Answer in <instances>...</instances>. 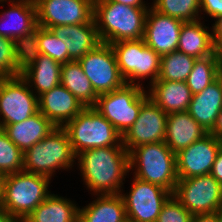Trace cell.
I'll list each match as a JSON object with an SVG mask.
<instances>
[{"mask_svg":"<svg viewBox=\"0 0 222 222\" xmlns=\"http://www.w3.org/2000/svg\"><path fill=\"white\" fill-rule=\"evenodd\" d=\"M77 167L91 195L120 194L129 174V153L124 146L89 149L77 154ZM128 173V174H127Z\"/></svg>","mask_w":222,"mask_h":222,"instance_id":"cell-1","label":"cell"},{"mask_svg":"<svg viewBox=\"0 0 222 222\" xmlns=\"http://www.w3.org/2000/svg\"><path fill=\"white\" fill-rule=\"evenodd\" d=\"M148 9L109 0H95L93 18L100 41L112 44L122 40L142 39Z\"/></svg>","mask_w":222,"mask_h":222,"instance_id":"cell-2","label":"cell"},{"mask_svg":"<svg viewBox=\"0 0 222 222\" xmlns=\"http://www.w3.org/2000/svg\"><path fill=\"white\" fill-rule=\"evenodd\" d=\"M129 171L139 180L153 183L172 194L178 182L176 154L164 141L143 144L129 152Z\"/></svg>","mask_w":222,"mask_h":222,"instance_id":"cell-3","label":"cell"},{"mask_svg":"<svg viewBox=\"0 0 222 222\" xmlns=\"http://www.w3.org/2000/svg\"><path fill=\"white\" fill-rule=\"evenodd\" d=\"M51 178L24 171L1 177L2 207L13 216L28 217L50 194Z\"/></svg>","mask_w":222,"mask_h":222,"instance_id":"cell-4","label":"cell"},{"mask_svg":"<svg viewBox=\"0 0 222 222\" xmlns=\"http://www.w3.org/2000/svg\"><path fill=\"white\" fill-rule=\"evenodd\" d=\"M76 157L67 131L63 127H56L24 152L22 171L52 179L56 170L72 169Z\"/></svg>","mask_w":222,"mask_h":222,"instance_id":"cell-5","label":"cell"},{"mask_svg":"<svg viewBox=\"0 0 222 222\" xmlns=\"http://www.w3.org/2000/svg\"><path fill=\"white\" fill-rule=\"evenodd\" d=\"M77 155L89 149L123 146L122 136L95 108L85 107L63 127Z\"/></svg>","mask_w":222,"mask_h":222,"instance_id":"cell-6","label":"cell"},{"mask_svg":"<svg viewBox=\"0 0 222 222\" xmlns=\"http://www.w3.org/2000/svg\"><path fill=\"white\" fill-rule=\"evenodd\" d=\"M144 88L125 83L114 91L98 95L93 108L123 136L138 118L142 104L149 98Z\"/></svg>","mask_w":222,"mask_h":222,"instance_id":"cell-7","label":"cell"},{"mask_svg":"<svg viewBox=\"0 0 222 222\" xmlns=\"http://www.w3.org/2000/svg\"><path fill=\"white\" fill-rule=\"evenodd\" d=\"M172 195L192 215L214 214L222 207V185L211 174L179 178Z\"/></svg>","mask_w":222,"mask_h":222,"instance_id":"cell-8","label":"cell"},{"mask_svg":"<svg viewBox=\"0 0 222 222\" xmlns=\"http://www.w3.org/2000/svg\"><path fill=\"white\" fill-rule=\"evenodd\" d=\"M38 111V96L21 75L0 78V129L22 122Z\"/></svg>","mask_w":222,"mask_h":222,"instance_id":"cell-9","label":"cell"},{"mask_svg":"<svg viewBox=\"0 0 222 222\" xmlns=\"http://www.w3.org/2000/svg\"><path fill=\"white\" fill-rule=\"evenodd\" d=\"M78 62L97 95L114 91L125 84L109 43L101 42Z\"/></svg>","mask_w":222,"mask_h":222,"instance_id":"cell-10","label":"cell"},{"mask_svg":"<svg viewBox=\"0 0 222 222\" xmlns=\"http://www.w3.org/2000/svg\"><path fill=\"white\" fill-rule=\"evenodd\" d=\"M130 191L120 194L124 200L127 220L157 222L163 204L172 193L163 187L134 177Z\"/></svg>","mask_w":222,"mask_h":222,"instance_id":"cell-11","label":"cell"},{"mask_svg":"<svg viewBox=\"0 0 222 222\" xmlns=\"http://www.w3.org/2000/svg\"><path fill=\"white\" fill-rule=\"evenodd\" d=\"M38 26L86 24L93 18L91 0H34Z\"/></svg>","mask_w":222,"mask_h":222,"instance_id":"cell-12","label":"cell"},{"mask_svg":"<svg viewBox=\"0 0 222 222\" xmlns=\"http://www.w3.org/2000/svg\"><path fill=\"white\" fill-rule=\"evenodd\" d=\"M167 116L151 98L141 106L138 118L122 136V144L129 152L143 144L164 141Z\"/></svg>","mask_w":222,"mask_h":222,"instance_id":"cell-13","label":"cell"},{"mask_svg":"<svg viewBox=\"0 0 222 222\" xmlns=\"http://www.w3.org/2000/svg\"><path fill=\"white\" fill-rule=\"evenodd\" d=\"M222 140L208 133L202 139L176 153L178 178L210 174Z\"/></svg>","mask_w":222,"mask_h":222,"instance_id":"cell-14","label":"cell"},{"mask_svg":"<svg viewBox=\"0 0 222 222\" xmlns=\"http://www.w3.org/2000/svg\"><path fill=\"white\" fill-rule=\"evenodd\" d=\"M8 6L0 13V35L26 48L38 26L34 0L11 1Z\"/></svg>","mask_w":222,"mask_h":222,"instance_id":"cell-15","label":"cell"},{"mask_svg":"<svg viewBox=\"0 0 222 222\" xmlns=\"http://www.w3.org/2000/svg\"><path fill=\"white\" fill-rule=\"evenodd\" d=\"M183 21L148 9L144 41L160 56L177 50Z\"/></svg>","mask_w":222,"mask_h":222,"instance_id":"cell-16","label":"cell"},{"mask_svg":"<svg viewBox=\"0 0 222 222\" xmlns=\"http://www.w3.org/2000/svg\"><path fill=\"white\" fill-rule=\"evenodd\" d=\"M62 64L41 53H24L21 76L39 97L61 83Z\"/></svg>","mask_w":222,"mask_h":222,"instance_id":"cell-17","label":"cell"},{"mask_svg":"<svg viewBox=\"0 0 222 222\" xmlns=\"http://www.w3.org/2000/svg\"><path fill=\"white\" fill-rule=\"evenodd\" d=\"M39 111L56 127H64L85 106L61 83L38 97Z\"/></svg>","mask_w":222,"mask_h":222,"instance_id":"cell-18","label":"cell"},{"mask_svg":"<svg viewBox=\"0 0 222 222\" xmlns=\"http://www.w3.org/2000/svg\"><path fill=\"white\" fill-rule=\"evenodd\" d=\"M49 29L64 41L72 61H78L101 43L94 18L86 24L59 25Z\"/></svg>","mask_w":222,"mask_h":222,"instance_id":"cell-19","label":"cell"},{"mask_svg":"<svg viewBox=\"0 0 222 222\" xmlns=\"http://www.w3.org/2000/svg\"><path fill=\"white\" fill-rule=\"evenodd\" d=\"M208 133L187 111L173 112L167 116L164 142L176 154Z\"/></svg>","mask_w":222,"mask_h":222,"instance_id":"cell-20","label":"cell"},{"mask_svg":"<svg viewBox=\"0 0 222 222\" xmlns=\"http://www.w3.org/2000/svg\"><path fill=\"white\" fill-rule=\"evenodd\" d=\"M55 128L56 126L38 111L24 121L5 125L2 129L8 138L24 153Z\"/></svg>","mask_w":222,"mask_h":222,"instance_id":"cell-21","label":"cell"},{"mask_svg":"<svg viewBox=\"0 0 222 222\" xmlns=\"http://www.w3.org/2000/svg\"><path fill=\"white\" fill-rule=\"evenodd\" d=\"M148 86L149 98L165 113L188 111L192 93L186 82L155 81Z\"/></svg>","mask_w":222,"mask_h":222,"instance_id":"cell-22","label":"cell"},{"mask_svg":"<svg viewBox=\"0 0 222 222\" xmlns=\"http://www.w3.org/2000/svg\"><path fill=\"white\" fill-rule=\"evenodd\" d=\"M222 109V90L217 79L203 91L192 95L188 113L208 132Z\"/></svg>","mask_w":222,"mask_h":222,"instance_id":"cell-23","label":"cell"},{"mask_svg":"<svg viewBox=\"0 0 222 222\" xmlns=\"http://www.w3.org/2000/svg\"><path fill=\"white\" fill-rule=\"evenodd\" d=\"M203 22V23H202ZM212 30L201 19L183 22L177 50L196 59L215 53Z\"/></svg>","mask_w":222,"mask_h":222,"instance_id":"cell-24","label":"cell"},{"mask_svg":"<svg viewBox=\"0 0 222 222\" xmlns=\"http://www.w3.org/2000/svg\"><path fill=\"white\" fill-rule=\"evenodd\" d=\"M97 199L79 207L78 222H125L127 220L121 194L96 195Z\"/></svg>","mask_w":222,"mask_h":222,"instance_id":"cell-25","label":"cell"},{"mask_svg":"<svg viewBox=\"0 0 222 222\" xmlns=\"http://www.w3.org/2000/svg\"><path fill=\"white\" fill-rule=\"evenodd\" d=\"M67 197L51 193L27 217L31 222H78L79 206Z\"/></svg>","mask_w":222,"mask_h":222,"instance_id":"cell-26","label":"cell"},{"mask_svg":"<svg viewBox=\"0 0 222 222\" xmlns=\"http://www.w3.org/2000/svg\"><path fill=\"white\" fill-rule=\"evenodd\" d=\"M61 84L72 93L85 107H93L98 95L92 88L78 61L62 64Z\"/></svg>","mask_w":222,"mask_h":222,"instance_id":"cell-27","label":"cell"},{"mask_svg":"<svg viewBox=\"0 0 222 222\" xmlns=\"http://www.w3.org/2000/svg\"><path fill=\"white\" fill-rule=\"evenodd\" d=\"M24 53H41L60 64L72 61L64 41H61L50 29L37 26L31 44L24 48Z\"/></svg>","mask_w":222,"mask_h":222,"instance_id":"cell-28","label":"cell"},{"mask_svg":"<svg viewBox=\"0 0 222 222\" xmlns=\"http://www.w3.org/2000/svg\"><path fill=\"white\" fill-rule=\"evenodd\" d=\"M110 45L125 83L138 85L139 40H122Z\"/></svg>","mask_w":222,"mask_h":222,"instance_id":"cell-29","label":"cell"},{"mask_svg":"<svg viewBox=\"0 0 222 222\" xmlns=\"http://www.w3.org/2000/svg\"><path fill=\"white\" fill-rule=\"evenodd\" d=\"M221 63L222 55L217 52L208 57L196 59L192 71L185 81L192 95L200 93L216 80L218 67Z\"/></svg>","mask_w":222,"mask_h":222,"instance_id":"cell-30","label":"cell"},{"mask_svg":"<svg viewBox=\"0 0 222 222\" xmlns=\"http://www.w3.org/2000/svg\"><path fill=\"white\" fill-rule=\"evenodd\" d=\"M196 58L178 50L161 55L160 72L156 81H186Z\"/></svg>","mask_w":222,"mask_h":222,"instance_id":"cell-31","label":"cell"},{"mask_svg":"<svg viewBox=\"0 0 222 222\" xmlns=\"http://www.w3.org/2000/svg\"><path fill=\"white\" fill-rule=\"evenodd\" d=\"M150 6L159 13L183 22L196 21L205 17H201L200 0H153Z\"/></svg>","mask_w":222,"mask_h":222,"instance_id":"cell-32","label":"cell"},{"mask_svg":"<svg viewBox=\"0 0 222 222\" xmlns=\"http://www.w3.org/2000/svg\"><path fill=\"white\" fill-rule=\"evenodd\" d=\"M24 47L0 35V78L20 76Z\"/></svg>","mask_w":222,"mask_h":222,"instance_id":"cell-33","label":"cell"},{"mask_svg":"<svg viewBox=\"0 0 222 222\" xmlns=\"http://www.w3.org/2000/svg\"><path fill=\"white\" fill-rule=\"evenodd\" d=\"M24 153L0 129V178L23 169Z\"/></svg>","mask_w":222,"mask_h":222,"instance_id":"cell-34","label":"cell"},{"mask_svg":"<svg viewBox=\"0 0 222 222\" xmlns=\"http://www.w3.org/2000/svg\"><path fill=\"white\" fill-rule=\"evenodd\" d=\"M160 58L161 56L158 53L145 44L143 38L139 39L138 85H144L141 83L143 79L150 78L149 85L158 79L160 72Z\"/></svg>","mask_w":222,"mask_h":222,"instance_id":"cell-35","label":"cell"},{"mask_svg":"<svg viewBox=\"0 0 222 222\" xmlns=\"http://www.w3.org/2000/svg\"><path fill=\"white\" fill-rule=\"evenodd\" d=\"M193 215L171 195L163 204L157 222H191Z\"/></svg>","mask_w":222,"mask_h":222,"instance_id":"cell-36","label":"cell"},{"mask_svg":"<svg viewBox=\"0 0 222 222\" xmlns=\"http://www.w3.org/2000/svg\"><path fill=\"white\" fill-rule=\"evenodd\" d=\"M201 14L210 16L213 19L222 16V0H200ZM203 12V13H202Z\"/></svg>","mask_w":222,"mask_h":222,"instance_id":"cell-37","label":"cell"},{"mask_svg":"<svg viewBox=\"0 0 222 222\" xmlns=\"http://www.w3.org/2000/svg\"><path fill=\"white\" fill-rule=\"evenodd\" d=\"M212 26L213 46L215 52L222 55V16L215 19Z\"/></svg>","mask_w":222,"mask_h":222,"instance_id":"cell-38","label":"cell"},{"mask_svg":"<svg viewBox=\"0 0 222 222\" xmlns=\"http://www.w3.org/2000/svg\"><path fill=\"white\" fill-rule=\"evenodd\" d=\"M210 174L222 185V147L217 153Z\"/></svg>","mask_w":222,"mask_h":222,"instance_id":"cell-39","label":"cell"},{"mask_svg":"<svg viewBox=\"0 0 222 222\" xmlns=\"http://www.w3.org/2000/svg\"><path fill=\"white\" fill-rule=\"evenodd\" d=\"M209 133L215 136L216 138L222 140V109L220 110V113L217 116V120L214 127Z\"/></svg>","mask_w":222,"mask_h":222,"instance_id":"cell-40","label":"cell"},{"mask_svg":"<svg viewBox=\"0 0 222 222\" xmlns=\"http://www.w3.org/2000/svg\"><path fill=\"white\" fill-rule=\"evenodd\" d=\"M109 1L118 2L132 7L150 8V6L146 4L144 0H109Z\"/></svg>","mask_w":222,"mask_h":222,"instance_id":"cell-41","label":"cell"},{"mask_svg":"<svg viewBox=\"0 0 222 222\" xmlns=\"http://www.w3.org/2000/svg\"><path fill=\"white\" fill-rule=\"evenodd\" d=\"M191 222H218L216 214L193 215Z\"/></svg>","mask_w":222,"mask_h":222,"instance_id":"cell-42","label":"cell"},{"mask_svg":"<svg viewBox=\"0 0 222 222\" xmlns=\"http://www.w3.org/2000/svg\"><path fill=\"white\" fill-rule=\"evenodd\" d=\"M0 222H20V219L5 210L0 211Z\"/></svg>","mask_w":222,"mask_h":222,"instance_id":"cell-43","label":"cell"},{"mask_svg":"<svg viewBox=\"0 0 222 222\" xmlns=\"http://www.w3.org/2000/svg\"><path fill=\"white\" fill-rule=\"evenodd\" d=\"M216 79H217L218 83L220 84V87H221V90H222V63L218 67Z\"/></svg>","mask_w":222,"mask_h":222,"instance_id":"cell-44","label":"cell"},{"mask_svg":"<svg viewBox=\"0 0 222 222\" xmlns=\"http://www.w3.org/2000/svg\"><path fill=\"white\" fill-rule=\"evenodd\" d=\"M215 214H216L217 221L222 222V207L217 212H215Z\"/></svg>","mask_w":222,"mask_h":222,"instance_id":"cell-45","label":"cell"},{"mask_svg":"<svg viewBox=\"0 0 222 222\" xmlns=\"http://www.w3.org/2000/svg\"><path fill=\"white\" fill-rule=\"evenodd\" d=\"M3 210L2 207V189H1V178H0V211Z\"/></svg>","mask_w":222,"mask_h":222,"instance_id":"cell-46","label":"cell"},{"mask_svg":"<svg viewBox=\"0 0 222 222\" xmlns=\"http://www.w3.org/2000/svg\"><path fill=\"white\" fill-rule=\"evenodd\" d=\"M11 1H22V0H0V3L3 4L4 2H11Z\"/></svg>","mask_w":222,"mask_h":222,"instance_id":"cell-47","label":"cell"},{"mask_svg":"<svg viewBox=\"0 0 222 222\" xmlns=\"http://www.w3.org/2000/svg\"><path fill=\"white\" fill-rule=\"evenodd\" d=\"M20 222H31V221L26 217V218H21Z\"/></svg>","mask_w":222,"mask_h":222,"instance_id":"cell-48","label":"cell"}]
</instances>
